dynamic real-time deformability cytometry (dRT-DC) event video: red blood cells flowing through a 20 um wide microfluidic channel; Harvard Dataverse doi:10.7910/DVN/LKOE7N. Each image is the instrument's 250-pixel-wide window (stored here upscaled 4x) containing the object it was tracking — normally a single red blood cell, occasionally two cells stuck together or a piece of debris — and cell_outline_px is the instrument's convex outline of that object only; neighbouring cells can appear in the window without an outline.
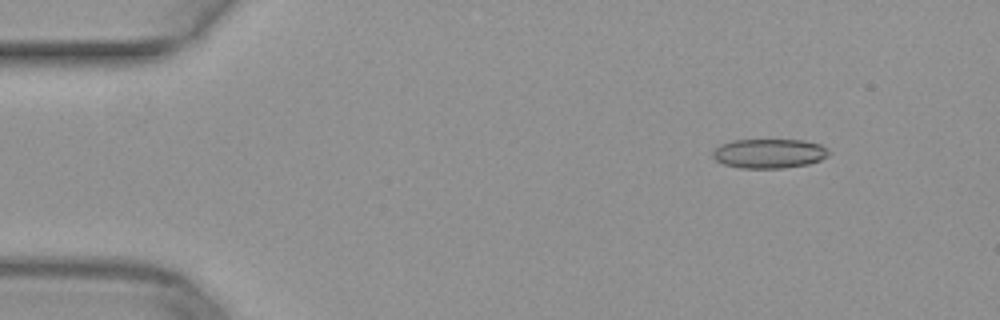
{"species": "common noctule bat (a hibernating species)", "species_latin": "Nyctalus noctula", "temperature_condition": "warm", "stored_images_in_passage": 27, "camera_frame_rate_fps": 3000, "um_per_image_px": 0.085, "animal": {"sex": "female", "body_mass_g": 29.2, "forearm_length_mm": 56.3}, "frame": {"image": 1, "passage_image": 1, "time_ms": 0.0, "image_size_px": [1000, 320], "cell_outline_px": [[828, 156], [820, 160], [808, 164], [784, 168], [740, 168], [724, 164], [716, 160], [712, 156], [712, 152], [720, 144], [732, 140], [804, 140], [820, 144], [828, 152]], "centroid_in_image_um": [65.35, 13.05], "position_along_channel_um": 19.7, "area_um2": 19.83}}
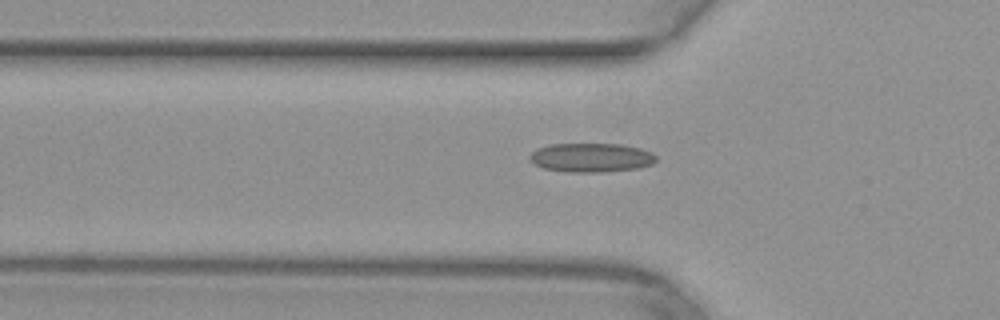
{"frame": {"image": 2, "passage_image": 12, "time_ms": 3.667, "image_size_px": [1000, 320], "cell_outline_px": [[656, 160], [652, 164], [640, 168], [600, 172], [568, 172], [544, 168], [536, 164], [528, 156], [532, 152], [548, 144], [620, 144], [640, 148], [652, 152], [656, 156]], "centroid_in_image_um": [50.29, 13.39], "position_along_channel_um": 75.5, "area_um2": 21.27}}
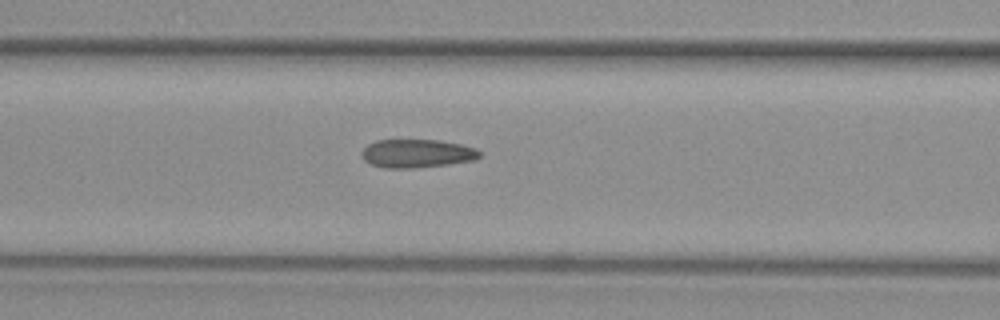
{"frame": {"image": 3, "passage_image": 16, "time_ms": 5.0, "image_size_px": [1000, 320], "cell_outline_px": [[480, 156], [476, 160], [448, 164], [412, 168], [384, 168], [372, 164], [364, 160], [360, 152], [368, 144], [376, 140], [440, 140], [460, 144], [476, 148], [480, 152]], "centroid_in_image_um": [35.44, 13.04], "position_along_channel_um": 131.2, "area_um2": 19.54}}